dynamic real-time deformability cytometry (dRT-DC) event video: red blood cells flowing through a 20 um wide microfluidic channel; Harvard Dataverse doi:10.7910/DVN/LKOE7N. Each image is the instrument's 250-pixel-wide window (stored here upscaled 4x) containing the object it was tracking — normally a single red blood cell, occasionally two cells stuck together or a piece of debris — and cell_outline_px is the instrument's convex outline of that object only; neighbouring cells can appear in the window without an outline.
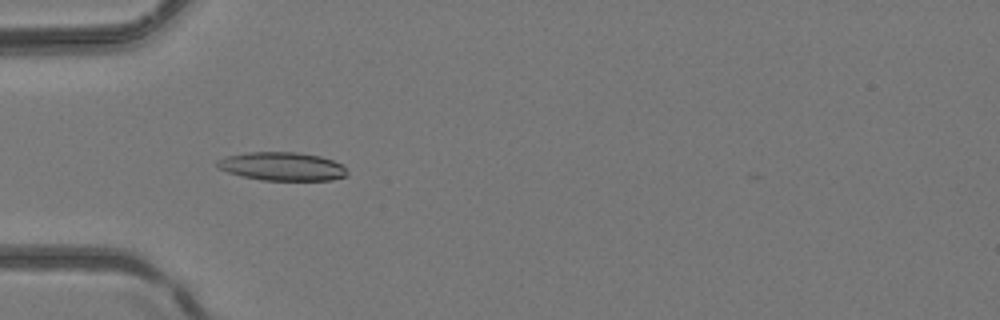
{"species": "common noctule bat (a hibernating species)", "species_latin": "Nyctalus noctula", "temperature_condition": "room temperature", "stored_images_in_passage": 5, "camera_frame_rate_fps": 3000, "um_per_image_px": 0.085, "animal": {"sex": "female", "body_mass_g": 24.6, "forearm_length_mm": 56.2}, "frame": {"image": 1, "passage_image": 4, "time_ms": 1.0, "image_size_px": [1000, 320], "cell_outline_px": [[348, 176], [332, 180], [260, 180], [228, 172], [220, 168], [216, 164], [216, 160], [224, 156], [248, 152], [296, 152], [320, 156], [332, 160], [340, 164], [348, 172]], "centroid_in_image_um": [23.98, 14.14], "position_along_channel_um": 61.0, "area_um2": 21.5}}
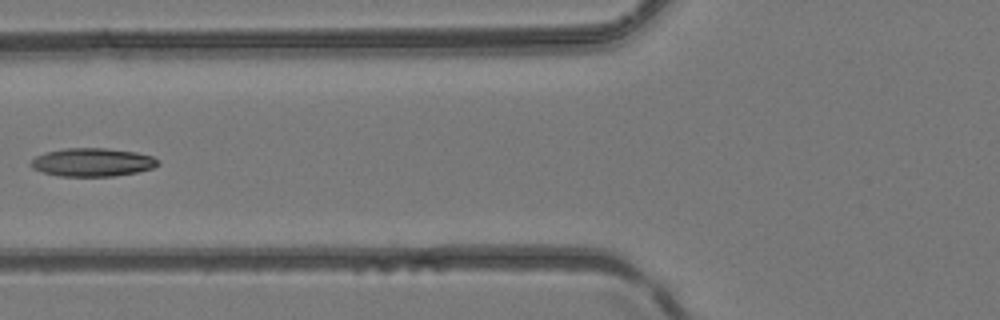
{"frame": {"image": 2, "passage_image": 5, "time_ms": 1.333, "image_size_px": [1000, 320], "cell_outline_px": [[160, 164], [152, 168], [136, 172], [116, 176], [60, 176], [44, 172], [32, 168], [28, 164], [36, 156], [48, 152], [64, 148], [104, 148], [136, 152], [152, 156], [160, 160]], "centroid_in_image_um": [7.87, 13.79], "position_along_channel_um": 117.9, "area_um2": 20.92}}